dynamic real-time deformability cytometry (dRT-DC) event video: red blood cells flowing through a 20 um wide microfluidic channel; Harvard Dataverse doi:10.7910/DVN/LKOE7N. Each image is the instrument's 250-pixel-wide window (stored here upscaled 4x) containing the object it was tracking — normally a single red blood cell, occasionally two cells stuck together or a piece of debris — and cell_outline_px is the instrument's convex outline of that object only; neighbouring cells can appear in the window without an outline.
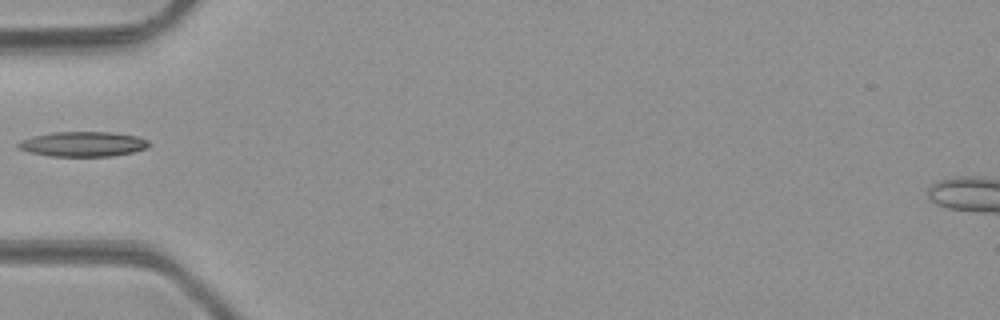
{"species": "common noctule bat (a hibernating species)", "species_latin": "Nyctalus noctula", "temperature_condition": "room temperature", "stored_images_in_passage": 33, "camera_frame_rate_fps": 3000, "um_per_image_px": 0.085, "animal": {"sex": "male", "body_mass_g": 23.1, "forearm_length_mm": 52.7}, "frame": {"image": 1, "passage_image": 1, "time_ms": 0.0, "image_size_px": [1000, 320], "cell_outline_px": [[152, 144], [148, 148], [132, 152], [112, 156], [48, 156], [28, 152], [20, 148], [16, 144], [20, 140], [32, 136], [52, 132], [112, 132], [140, 136], [148, 140]], "centroid_in_image_um": [7.09, 12.24], "position_along_channel_um": 77.9, "area_um2": 19.25}}
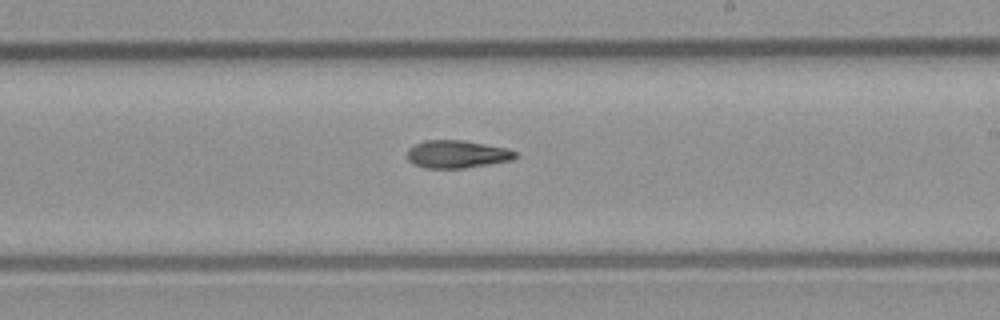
{"frame": {"image": 2, "passage_image": 13, "time_ms": 4.0, "image_size_px": [1000, 320], "cell_outline_px": [[516, 156], [512, 160], [464, 168], [424, 168], [412, 164], [408, 160], [408, 148], [424, 140], [464, 140], [508, 148], [516, 152]], "centroid_in_image_um": [38.83, 13.1], "position_along_channel_um": 250.2, "area_um2": 17.51}}
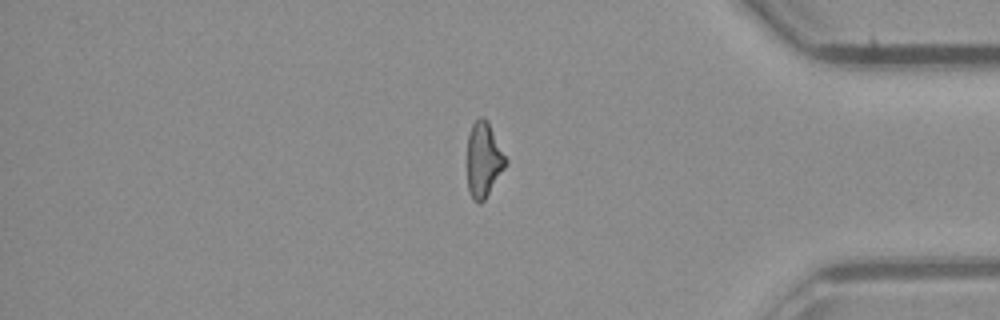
{"frame": {"image": 3, "passage_image": 25, "time_ms": 8.0, "image_size_px": [1000, 320], "cell_outline_px": [[508, 164], [484, 200], [480, 204], [472, 196], [468, 188], [468, 136], [472, 124], [480, 116], [484, 116], [488, 120], [508, 160]], "centroid_in_image_um": [41.14, 13.53], "position_along_channel_um": 394.1, "area_um2": 16.82}}